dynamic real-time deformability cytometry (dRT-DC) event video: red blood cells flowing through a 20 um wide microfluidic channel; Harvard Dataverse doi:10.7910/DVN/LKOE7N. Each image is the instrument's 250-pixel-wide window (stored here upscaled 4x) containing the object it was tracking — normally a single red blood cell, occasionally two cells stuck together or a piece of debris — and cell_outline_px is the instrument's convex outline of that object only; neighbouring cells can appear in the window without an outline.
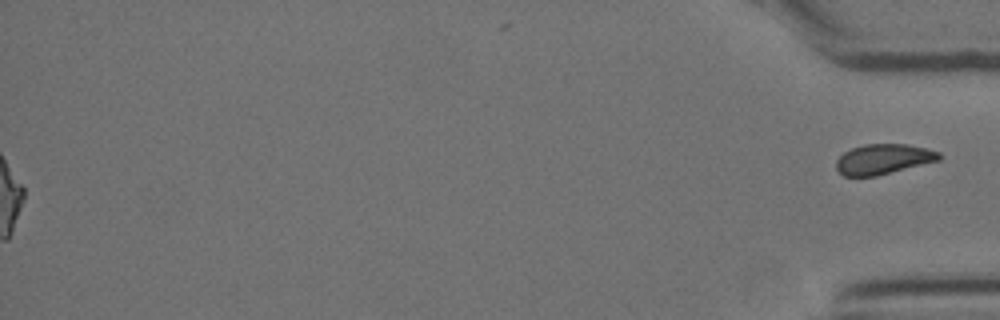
{"species": "Egyptian fruit bat (a non-hibernating species)", "species_latin": "Rousettus aegyptiacus", "temperature_condition": "cold", "stored_images_in_passage": 56, "segment_of_instrument_passage": [2, 2], "camera_frame_rate_fps": 3000, "um_per_image_px": 0.085, "animal": {"sex": "female"}, "frame": {"image": 1, "passage_image": 56, "time_ms": 18.333, "image_size_px": [1000, 320], "cell_outline_px": [[940, 160], [876, 176], [844, 176], [836, 168], [836, 160], [844, 152], [852, 148], [864, 144], [908, 144], [940, 152]], "centroid_in_image_um": [75.07, 13.52], "position_along_channel_um": 360.1, "area_um2": 17.98}}